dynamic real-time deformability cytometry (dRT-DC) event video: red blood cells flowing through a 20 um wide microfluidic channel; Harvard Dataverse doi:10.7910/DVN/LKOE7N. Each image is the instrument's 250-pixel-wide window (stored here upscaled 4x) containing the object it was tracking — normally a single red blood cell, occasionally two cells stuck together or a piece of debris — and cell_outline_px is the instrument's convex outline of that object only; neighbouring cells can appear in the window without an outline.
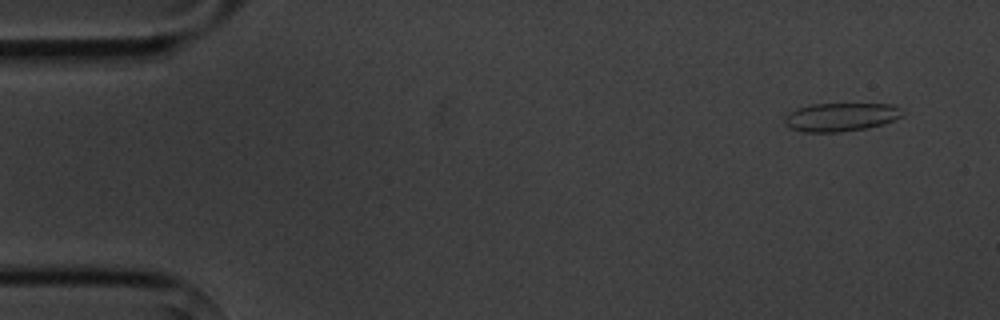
{"species": "common noctule bat (a hibernating species)", "species_latin": "Nyctalus noctula", "temperature_condition": "cold", "stored_images_in_passage": 4, "segment_of_instrument_passage": [2, 2], "camera_frame_rate_fps": 3000, "um_per_image_px": 0.085, "animal": {"sex": "male", "body_mass_g": 20.1, "forearm_length_mm": 53.5}, "frame": {"image": 1, "passage_image": 4, "time_ms": 3.667, "image_size_px": [1000, 320], "cell_outline_px": [[904, 116], [868, 128], [840, 132], [800, 132], [788, 128], [784, 124], [784, 116], [796, 108], [808, 104], [892, 104], [900, 108]], "centroid_in_image_um": [71.4, 9.95], "position_along_channel_um": 13.6, "area_um2": 19.71}}